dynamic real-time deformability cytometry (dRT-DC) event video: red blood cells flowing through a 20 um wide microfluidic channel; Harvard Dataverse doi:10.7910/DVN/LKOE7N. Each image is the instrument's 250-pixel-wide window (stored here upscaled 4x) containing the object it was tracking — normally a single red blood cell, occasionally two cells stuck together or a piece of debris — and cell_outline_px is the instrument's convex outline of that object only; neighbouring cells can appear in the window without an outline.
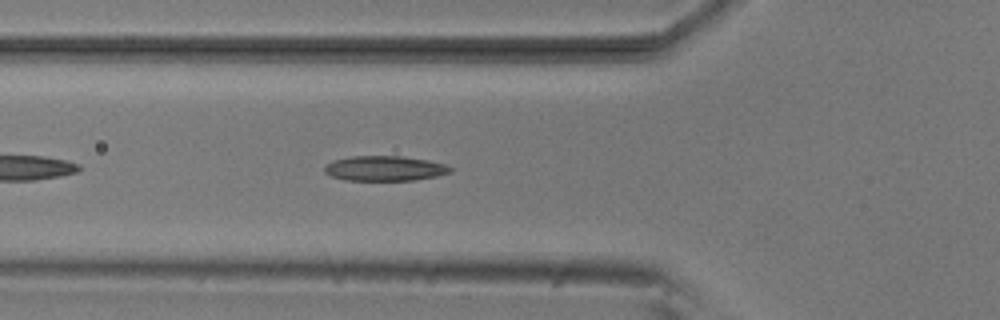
{"species": "common noctule bat (a hibernating species)", "species_latin": "Nyctalus noctula", "temperature_condition": "room temperature", "stored_images_in_passage": 27, "camera_frame_rate_fps": 3000, "um_per_image_px": 0.085, "animal": {"sex": "male", "body_mass_g": 20.5, "forearm_length_mm": 52.5}, "frame": {"image": 1, "passage_image": 6, "time_ms": 1.667, "image_size_px": [1000, 320], "cell_outline_px": [[452, 172], [436, 176], [416, 180], [344, 180], [332, 176], [324, 172], [324, 164], [332, 160], [348, 156], [400, 156], [428, 160], [444, 164], [452, 168]], "centroid_in_image_um": [32.66, 14.31], "position_along_channel_um": 93.1, "area_um2": 18.44}}
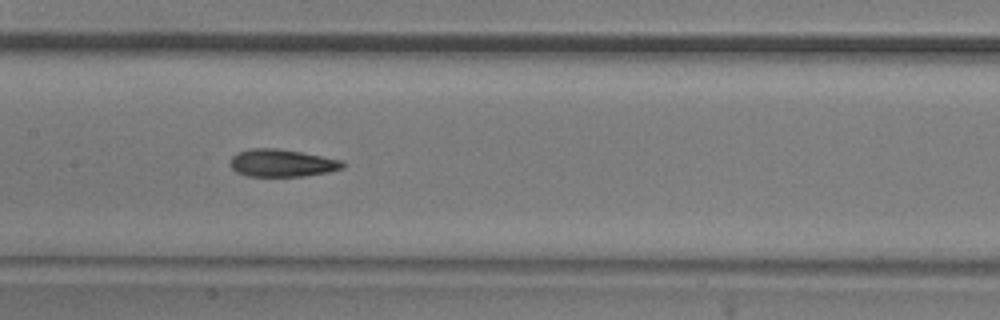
{"frame": {"image": 2, "passage_image": 13, "time_ms": 4.0, "image_size_px": [1000, 320], "cell_outline_px": [[344, 168], [328, 172], [304, 176], [248, 176], [236, 172], [228, 164], [232, 156], [236, 152], [252, 148], [276, 148], [300, 152], [344, 160]], "centroid_in_image_um": [23.95, 13.85], "position_along_channel_um": 183.5, "area_um2": 18.15}}
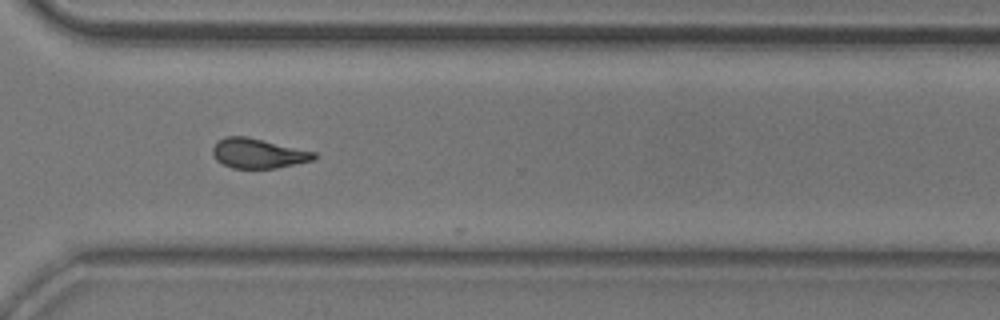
{"frame": {"image": 3, "passage_image": 26, "time_ms": 8.333, "image_size_px": [1000, 320], "cell_outline_px": [[316, 156], [312, 160], [276, 168], [232, 168], [216, 160], [212, 156], [212, 148], [216, 140], [224, 136], [248, 136], [316, 152]], "centroid_in_image_um": [21.88, 13.02], "position_along_channel_um": 348.7, "area_um2": 17.69}}